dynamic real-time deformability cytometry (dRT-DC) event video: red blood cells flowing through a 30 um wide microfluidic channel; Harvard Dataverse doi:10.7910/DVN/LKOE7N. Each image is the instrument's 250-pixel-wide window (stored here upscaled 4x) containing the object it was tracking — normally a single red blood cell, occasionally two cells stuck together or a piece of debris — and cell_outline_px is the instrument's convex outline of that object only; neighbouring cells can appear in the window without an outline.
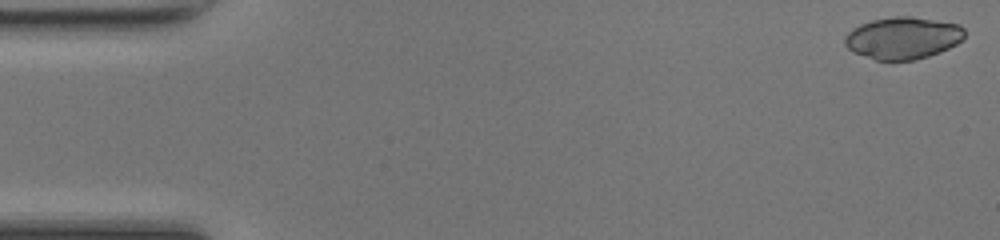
{"species": "common noctule bat (a hibernating species)", "species_latin": "Nyctalus noctula", "temperature_condition": "room temperature", "stored_images_in_passage": 8, "camera_frame_rate_fps": 3000, "um_per_image_px": 0.085, "animal": {"sex": "female", "body_mass_g": 17.0, "forearm_length_mm": 48.0}, "frame": {"image": 1, "passage_image": 1, "time_ms": 0.0, "image_size_px": [1000, 240], "cell_outline_px": [[964, 36], [956, 44], [940, 52], [928, 56], [912, 60], [876, 60], [852, 52], [844, 44], [844, 36], [852, 28], [860, 24], [872, 20], [892, 16], [912, 16], [960, 24], [964, 28]], "centroid_in_image_um": [76.72, 3.22], "position_along_channel_um": 8.3, "area_um2": 29.48}}